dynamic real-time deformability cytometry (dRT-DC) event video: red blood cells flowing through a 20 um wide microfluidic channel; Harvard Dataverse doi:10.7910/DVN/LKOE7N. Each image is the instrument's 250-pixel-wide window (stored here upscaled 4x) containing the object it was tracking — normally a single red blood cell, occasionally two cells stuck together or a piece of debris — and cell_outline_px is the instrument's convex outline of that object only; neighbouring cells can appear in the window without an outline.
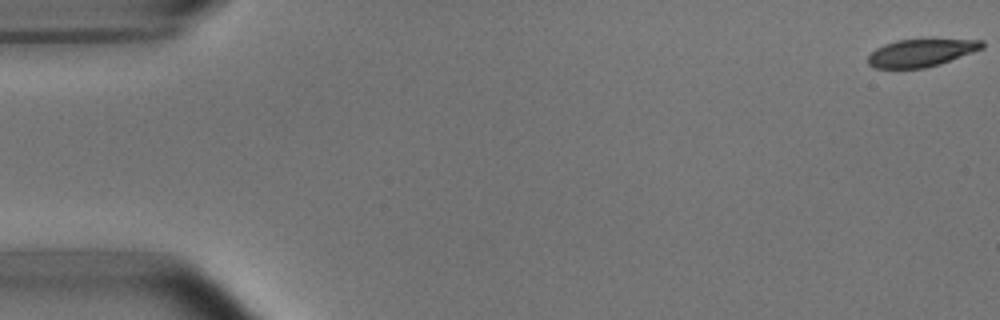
{"species": "common noctule bat (a hibernating species)", "species_latin": "Nyctalus noctula", "temperature_condition": "room temperature", "stored_images_in_passage": 53, "camera_frame_rate_fps": 3000, "um_per_image_px": 0.085, "animal": {"sex": "male", "body_mass_g": 15.6}, "frame": {"image": 1, "passage_image": 1, "time_ms": 0.0, "image_size_px": [1000, 320], "cell_outline_px": [[984, 48], [940, 64], [924, 68], [872, 68], [868, 64], [868, 56], [876, 48], [884, 44], [896, 40], [984, 40]], "centroid_in_image_um": [78.27, 4.5], "position_along_channel_um": 6.7, "area_um2": 18.15}}
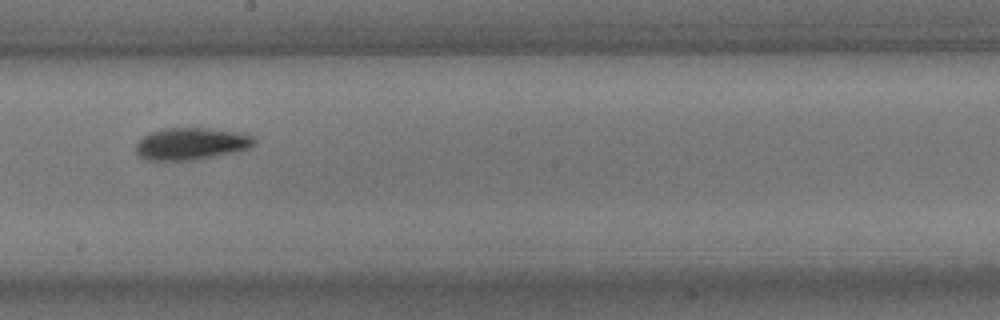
{"frame": {"image": 2, "passage_image": 30, "time_ms": 9.667, "image_size_px": [1000, 320], "cell_outline_px": [[256, 144], [248, 148], [232, 152], [192, 160], [148, 160], [140, 156], [136, 152], [136, 144], [148, 132], [160, 128], [204, 128], [244, 132], [252, 136], [256, 140]], "centroid_in_image_um": [16.25, 12.2], "position_along_channel_um": 231.9, "area_um2": 22.08}}
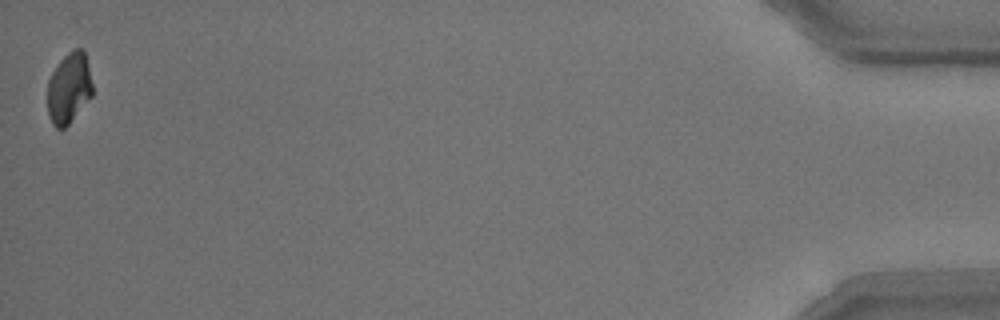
{"frame": {"image": 3, "passage_image": 53, "time_ms": 17.333, "image_size_px": [1000, 320], "cell_outline_px": [[92, 96], [68, 124], [64, 128], [56, 128], [52, 124], [48, 112], [48, 80], [52, 72], [60, 60], [72, 48], [80, 48], [84, 52], [88, 64], [92, 84]], "centroid_in_image_um": [5.86, 7.47], "position_along_channel_um": 429.3, "area_um2": 18.44}, "authors_computed_cell_mechanics": {"area_um2": 20.808, "velocity_mm_per_s": 3.7708, "shape_relaxation_time_tau1_ms": 2.5883, "shape_relaxation_time_tau2_ms": 3.2769, "deformation_change_tau1": 0.132, "deformation_change_tau2": 0.0997}}